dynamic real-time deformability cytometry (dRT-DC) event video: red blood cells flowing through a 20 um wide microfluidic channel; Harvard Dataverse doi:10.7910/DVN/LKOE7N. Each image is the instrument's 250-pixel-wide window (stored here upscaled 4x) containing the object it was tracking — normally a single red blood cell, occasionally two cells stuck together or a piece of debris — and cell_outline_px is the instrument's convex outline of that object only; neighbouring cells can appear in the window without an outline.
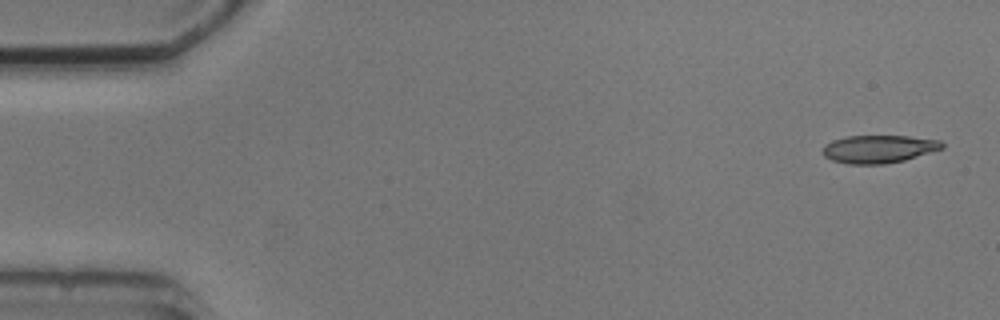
{"species": "common noctule bat (a hibernating species)", "species_latin": "Nyctalus noctula", "temperature_condition": "cold", "stored_images_in_passage": 8, "camera_frame_rate_fps": 3000, "um_per_image_px": 0.085, "animal": {"sex": "male", "body_mass_g": 20.5, "forearm_length_mm": 52.5}, "frame": {"image": 1, "passage_image": 1, "time_ms": 0.0, "image_size_px": [1000, 320], "cell_outline_px": [[944, 148], [904, 160], [884, 164], [848, 164], [832, 160], [824, 156], [824, 144], [832, 140], [848, 136], [908, 136], [940, 140], [944, 144]], "centroid_in_image_um": [74.69, 12.66], "position_along_channel_um": 10.3, "area_um2": 19.31}}
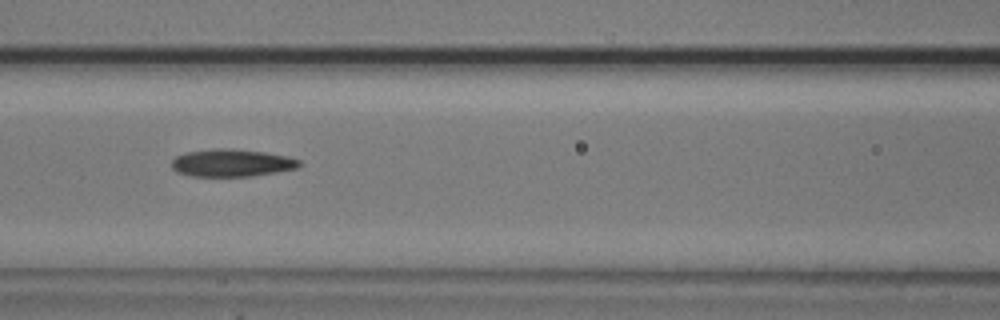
{"frame": {"image": 2, "passage_image": 7, "time_ms": 7.0, "image_size_px": [1000, 320], "cell_outline_px": [[304, 164], [300, 168], [252, 176], [192, 176], [176, 172], [172, 168], [172, 160], [176, 156], [188, 152], [216, 148], [228, 148], [264, 152], [288, 156], [300, 160]], "centroid_in_image_um": [19.75, 13.85], "position_along_channel_um": 146.9, "area_um2": 20.58}}